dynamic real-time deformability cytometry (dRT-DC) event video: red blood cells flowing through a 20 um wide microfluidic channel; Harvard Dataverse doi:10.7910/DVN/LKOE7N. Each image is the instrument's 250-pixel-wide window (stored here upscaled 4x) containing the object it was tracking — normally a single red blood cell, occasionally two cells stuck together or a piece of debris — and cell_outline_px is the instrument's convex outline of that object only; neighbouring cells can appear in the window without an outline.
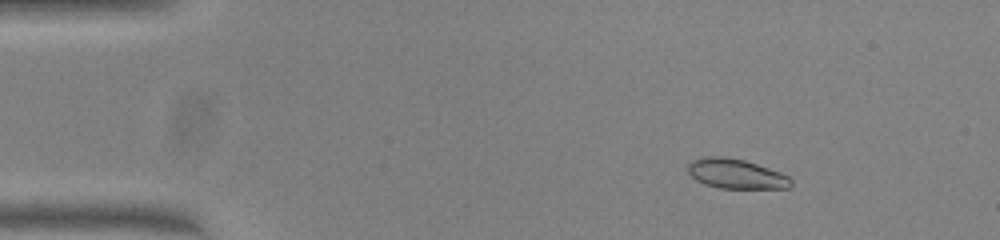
{"species": "common noctule bat (a hibernating species)", "species_latin": "Nyctalus noctula", "temperature_condition": "warm", "stored_images_in_passage": 52, "camera_frame_rate_fps": 3000, "um_per_image_px": 0.085, "animal": {"sex": "female", "body_mass_g": 23.0, "forearm_length_mm": 53.4}, "frame": {"image": 1, "passage_image": 8, "time_ms": 2.333, "image_size_px": [1000, 240], "cell_outline_px": [[792, 184], [788, 188], [720, 188], [704, 184], [696, 180], [688, 172], [688, 164], [692, 160], [704, 156], [724, 156], [744, 160], [780, 172], [788, 176], [792, 180]], "centroid_in_image_um": [62.54, 14.77], "position_along_channel_um": 22.5, "area_um2": 17.8}}
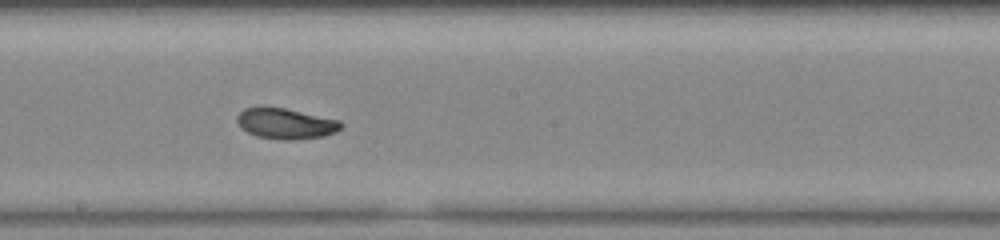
{"frame": {"image": 2, "passage_image": 29, "time_ms": 9.333, "image_size_px": [1000, 240], "cell_outline_px": [[344, 124], [336, 132], [324, 136], [292, 140], [284, 140], [256, 136], [240, 128], [236, 120], [236, 116], [244, 108], [260, 104], [284, 108], [340, 120]], "centroid_in_image_um": [24.23, 10.47], "position_along_channel_um": 224.0, "area_um2": 19.02}}
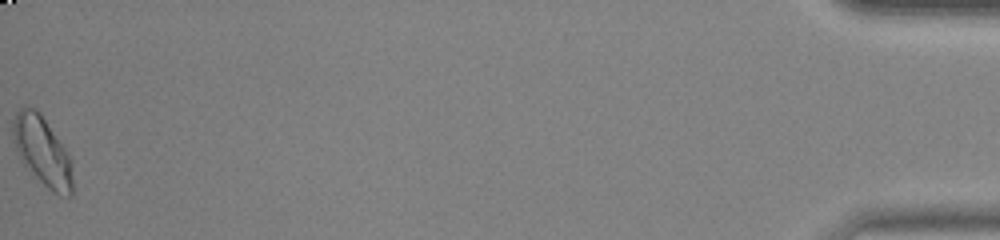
{"frame": {"image": 3, "passage_image": 52, "time_ms": 17.0, "image_size_px": [1000, 240], "cell_outline_px": [[72, 196], [60, 196], [52, 192], [20, 160], [16, 152], [12, 140], [12, 120], [16, 112], [20, 108], [36, 108], [40, 112], [72, 160]], "centroid_in_image_um": [3.58, 12.85], "position_along_channel_um": 431.6, "area_um2": 23.99}, "authors_computed_cell_mechanics": {"area_um2": 18.6116, "velocity_mm_per_s": 4.0468, "shape_relaxation_time_tau1_ms": 6.3742, "shape_relaxation_time_tau2_ms": null, "deformation_change_tau1": 0.1718, "deformation_change_tau2": null}}